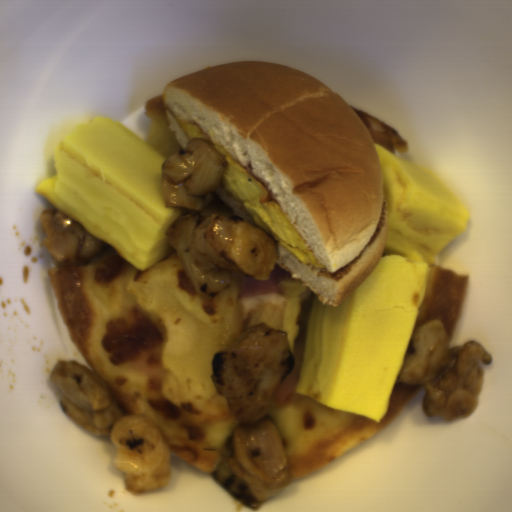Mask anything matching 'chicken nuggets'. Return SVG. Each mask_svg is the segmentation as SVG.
Wrapping results in <instances>:
<instances>
[{
	"mask_svg": "<svg viewBox=\"0 0 512 512\" xmlns=\"http://www.w3.org/2000/svg\"><path fill=\"white\" fill-rule=\"evenodd\" d=\"M295 367L288 332L265 321L239 332L211 363L214 387L238 422L232 427L227 462L233 475L248 483L253 498L261 501L292 482L287 448L269 410L276 390Z\"/></svg>",
	"mask_w": 512,
	"mask_h": 512,
	"instance_id": "1",
	"label": "chicken nuggets"
},
{
	"mask_svg": "<svg viewBox=\"0 0 512 512\" xmlns=\"http://www.w3.org/2000/svg\"><path fill=\"white\" fill-rule=\"evenodd\" d=\"M60 394L63 414L115 445L111 464L123 473L132 496L167 487L173 476L172 453L159 426L144 413L124 414L103 380L75 359H58L48 374Z\"/></svg>",
	"mask_w": 512,
	"mask_h": 512,
	"instance_id": "2",
	"label": "chicken nuggets"
},
{
	"mask_svg": "<svg viewBox=\"0 0 512 512\" xmlns=\"http://www.w3.org/2000/svg\"><path fill=\"white\" fill-rule=\"evenodd\" d=\"M166 238L200 301L230 287L231 273L269 281L282 254L275 237L237 216L185 213Z\"/></svg>",
	"mask_w": 512,
	"mask_h": 512,
	"instance_id": "3",
	"label": "chicken nuggets"
},
{
	"mask_svg": "<svg viewBox=\"0 0 512 512\" xmlns=\"http://www.w3.org/2000/svg\"><path fill=\"white\" fill-rule=\"evenodd\" d=\"M410 341L414 353H405L397 384L423 387L425 417L446 422L470 418L484 390V365H492L490 353L477 341L450 345L441 320L431 318L417 325Z\"/></svg>",
	"mask_w": 512,
	"mask_h": 512,
	"instance_id": "4",
	"label": "chicken nuggets"
},
{
	"mask_svg": "<svg viewBox=\"0 0 512 512\" xmlns=\"http://www.w3.org/2000/svg\"><path fill=\"white\" fill-rule=\"evenodd\" d=\"M38 219L45 236L41 245L61 267L87 264L106 245L56 208L42 209Z\"/></svg>",
	"mask_w": 512,
	"mask_h": 512,
	"instance_id": "5",
	"label": "chicken nuggets"
}]
</instances>
